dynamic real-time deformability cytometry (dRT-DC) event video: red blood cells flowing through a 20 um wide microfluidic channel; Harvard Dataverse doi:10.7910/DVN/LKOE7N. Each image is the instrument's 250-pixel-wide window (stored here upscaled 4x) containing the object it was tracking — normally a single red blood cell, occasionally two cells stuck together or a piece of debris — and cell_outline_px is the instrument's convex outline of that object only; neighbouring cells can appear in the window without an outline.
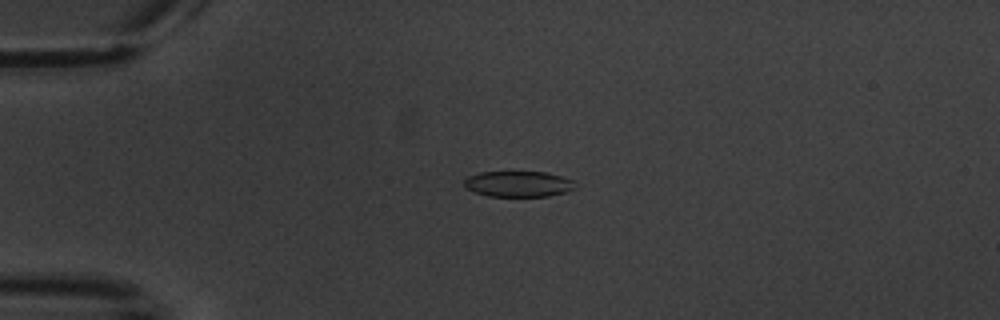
{"species": "common noctule bat (a hibernating species)", "species_latin": "Nyctalus noctula", "temperature_condition": "warm", "stored_images_in_passage": 6, "camera_frame_rate_fps": 3000, "um_per_image_px": 0.085, "animal": {"sex": "male", "body_mass_g": 20.1, "forearm_length_mm": 53.5}, "frame": {"image": 1, "passage_image": 3, "time_ms": 3.0, "image_size_px": [1000, 320], "cell_outline_px": [[576, 188], [568, 192], [548, 196], [488, 196], [476, 192], [468, 188], [464, 184], [464, 180], [468, 176], [480, 172], [544, 172], [560, 176], [572, 180]], "centroid_in_image_um": [44.08, 15.64], "position_along_channel_um": 40.9, "area_um2": 16.53}}
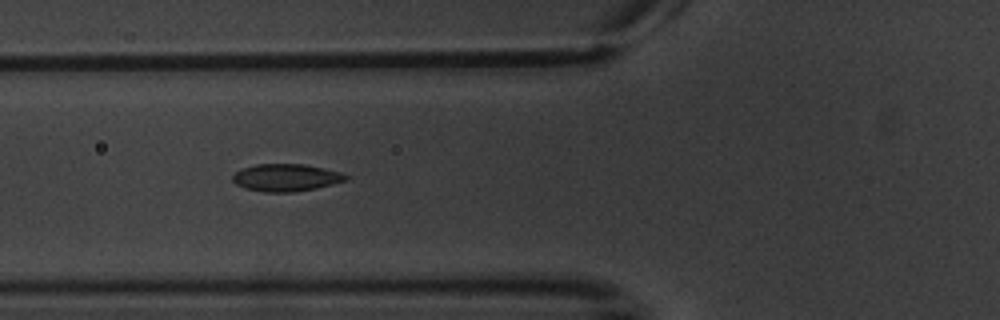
{"frame": {"image": 2, "passage_image": 5, "time_ms": 5.667, "image_size_px": [1000, 320], "cell_outline_px": [[348, 180], [316, 188], [296, 192], [264, 192], [248, 188], [236, 184], [232, 180], [232, 176], [240, 168], [256, 164], [304, 164], [324, 168], [340, 172], [348, 176]], "centroid_in_image_um": [24.31, 15.09], "position_along_channel_um": 101.5, "area_um2": 18.03}}
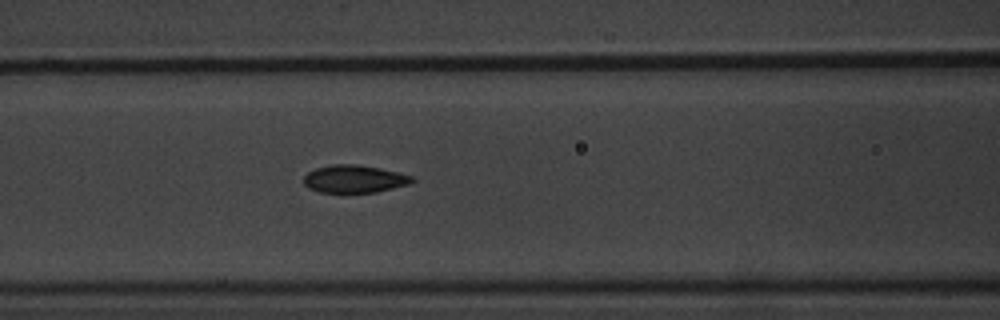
{"frame": {"image": 3, "passage_image": 6, "time_ms": 6.667, "image_size_px": [1000, 320], "cell_outline_px": [[416, 180], [408, 184], [376, 192], [344, 196], [320, 192], [308, 188], [304, 184], [304, 176], [308, 172], [316, 168], [332, 164], [356, 164], [380, 168], [412, 176]], "centroid_in_image_um": [30.07, 15.26], "position_along_channel_um": 136.5, "area_um2": 18.15}}